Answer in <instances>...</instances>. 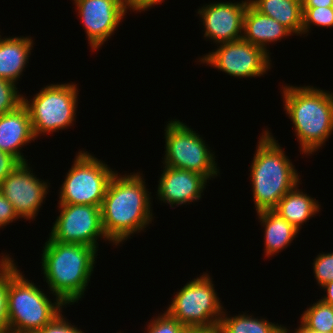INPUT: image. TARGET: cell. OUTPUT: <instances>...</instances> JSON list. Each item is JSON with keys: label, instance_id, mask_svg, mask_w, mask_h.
<instances>
[{"label": "cell", "instance_id": "6da1fadb", "mask_svg": "<svg viewBox=\"0 0 333 333\" xmlns=\"http://www.w3.org/2000/svg\"><path fill=\"white\" fill-rule=\"evenodd\" d=\"M141 175L116 172L108 183L101 217L104 233L113 245L123 244L134 233L144 231L154 219L151 192Z\"/></svg>", "mask_w": 333, "mask_h": 333}, {"label": "cell", "instance_id": "7a4b0ae2", "mask_svg": "<svg viewBox=\"0 0 333 333\" xmlns=\"http://www.w3.org/2000/svg\"><path fill=\"white\" fill-rule=\"evenodd\" d=\"M41 255L44 279L51 293L65 305L84 298L97 250L88 245L57 242L49 236Z\"/></svg>", "mask_w": 333, "mask_h": 333}, {"label": "cell", "instance_id": "3957f363", "mask_svg": "<svg viewBox=\"0 0 333 333\" xmlns=\"http://www.w3.org/2000/svg\"><path fill=\"white\" fill-rule=\"evenodd\" d=\"M284 111L293 122L301 154L311 155L333 134V92L312 86H282Z\"/></svg>", "mask_w": 333, "mask_h": 333}, {"label": "cell", "instance_id": "277c9868", "mask_svg": "<svg viewBox=\"0 0 333 333\" xmlns=\"http://www.w3.org/2000/svg\"><path fill=\"white\" fill-rule=\"evenodd\" d=\"M258 140L250 168L256 212L274 210L297 184L300 175L268 128Z\"/></svg>", "mask_w": 333, "mask_h": 333}, {"label": "cell", "instance_id": "5b68a950", "mask_svg": "<svg viewBox=\"0 0 333 333\" xmlns=\"http://www.w3.org/2000/svg\"><path fill=\"white\" fill-rule=\"evenodd\" d=\"M40 286L18 272L9 285V325L11 333H36L52 322L66 305L56 297L52 302Z\"/></svg>", "mask_w": 333, "mask_h": 333}, {"label": "cell", "instance_id": "8992f818", "mask_svg": "<svg viewBox=\"0 0 333 333\" xmlns=\"http://www.w3.org/2000/svg\"><path fill=\"white\" fill-rule=\"evenodd\" d=\"M212 279L205 273L187 282L176 292L166 311L186 328L216 333L225 309Z\"/></svg>", "mask_w": 333, "mask_h": 333}, {"label": "cell", "instance_id": "52a82bcc", "mask_svg": "<svg viewBox=\"0 0 333 333\" xmlns=\"http://www.w3.org/2000/svg\"><path fill=\"white\" fill-rule=\"evenodd\" d=\"M78 88L75 83L48 84L33 99L23 96L35 138L74 125L78 106Z\"/></svg>", "mask_w": 333, "mask_h": 333}, {"label": "cell", "instance_id": "ba28073f", "mask_svg": "<svg viewBox=\"0 0 333 333\" xmlns=\"http://www.w3.org/2000/svg\"><path fill=\"white\" fill-rule=\"evenodd\" d=\"M165 127V155L163 164L168 167L196 172L209 180L218 176L215 154L196 131L180 120L167 122Z\"/></svg>", "mask_w": 333, "mask_h": 333}, {"label": "cell", "instance_id": "9c48e42d", "mask_svg": "<svg viewBox=\"0 0 333 333\" xmlns=\"http://www.w3.org/2000/svg\"><path fill=\"white\" fill-rule=\"evenodd\" d=\"M115 173L88 151H78L60 187L58 204H84L101 208L108 183Z\"/></svg>", "mask_w": 333, "mask_h": 333}, {"label": "cell", "instance_id": "30bf717a", "mask_svg": "<svg viewBox=\"0 0 333 333\" xmlns=\"http://www.w3.org/2000/svg\"><path fill=\"white\" fill-rule=\"evenodd\" d=\"M60 215L49 236L57 242L88 245L98 251L99 238L108 240L102 226L101 208L84 204H58Z\"/></svg>", "mask_w": 333, "mask_h": 333}, {"label": "cell", "instance_id": "8fae6325", "mask_svg": "<svg viewBox=\"0 0 333 333\" xmlns=\"http://www.w3.org/2000/svg\"><path fill=\"white\" fill-rule=\"evenodd\" d=\"M217 47L215 51L199 58L198 62L240 79L260 77L271 69L270 55L243 39L221 43Z\"/></svg>", "mask_w": 333, "mask_h": 333}, {"label": "cell", "instance_id": "7c38bea8", "mask_svg": "<svg viewBox=\"0 0 333 333\" xmlns=\"http://www.w3.org/2000/svg\"><path fill=\"white\" fill-rule=\"evenodd\" d=\"M31 170L28 162L21 163L0 184L2 195L13 205L18 217L26 220H35L50 185Z\"/></svg>", "mask_w": 333, "mask_h": 333}, {"label": "cell", "instance_id": "4fadbf2b", "mask_svg": "<svg viewBox=\"0 0 333 333\" xmlns=\"http://www.w3.org/2000/svg\"><path fill=\"white\" fill-rule=\"evenodd\" d=\"M73 1L93 52L111 38L129 10L127 0Z\"/></svg>", "mask_w": 333, "mask_h": 333}, {"label": "cell", "instance_id": "5bb4252c", "mask_svg": "<svg viewBox=\"0 0 333 333\" xmlns=\"http://www.w3.org/2000/svg\"><path fill=\"white\" fill-rule=\"evenodd\" d=\"M249 0L213 2L197 9L204 26V37L221 44L242 39L244 14Z\"/></svg>", "mask_w": 333, "mask_h": 333}, {"label": "cell", "instance_id": "9a60e30c", "mask_svg": "<svg viewBox=\"0 0 333 333\" xmlns=\"http://www.w3.org/2000/svg\"><path fill=\"white\" fill-rule=\"evenodd\" d=\"M157 196L164 203L181 206L200 200L209 179L196 172L177 169L164 165L159 177Z\"/></svg>", "mask_w": 333, "mask_h": 333}, {"label": "cell", "instance_id": "2e32d148", "mask_svg": "<svg viewBox=\"0 0 333 333\" xmlns=\"http://www.w3.org/2000/svg\"><path fill=\"white\" fill-rule=\"evenodd\" d=\"M36 140L27 108L22 104L16 110L0 115V150L26 163L22 147Z\"/></svg>", "mask_w": 333, "mask_h": 333}, {"label": "cell", "instance_id": "e0dca14e", "mask_svg": "<svg viewBox=\"0 0 333 333\" xmlns=\"http://www.w3.org/2000/svg\"><path fill=\"white\" fill-rule=\"evenodd\" d=\"M293 33L277 22L257 11L250 3L244 14L242 39L262 48L269 55L267 47L273 42L281 41ZM268 45V46H267Z\"/></svg>", "mask_w": 333, "mask_h": 333}, {"label": "cell", "instance_id": "ac0fdd59", "mask_svg": "<svg viewBox=\"0 0 333 333\" xmlns=\"http://www.w3.org/2000/svg\"><path fill=\"white\" fill-rule=\"evenodd\" d=\"M33 45L34 42L29 36L2 38L0 35V78L18 83L29 63Z\"/></svg>", "mask_w": 333, "mask_h": 333}, {"label": "cell", "instance_id": "d6986e66", "mask_svg": "<svg viewBox=\"0 0 333 333\" xmlns=\"http://www.w3.org/2000/svg\"><path fill=\"white\" fill-rule=\"evenodd\" d=\"M258 220L264 227V247L266 257H272L281 252L289 245L295 237H298L299 230L282 218L274 210L257 212Z\"/></svg>", "mask_w": 333, "mask_h": 333}, {"label": "cell", "instance_id": "ffe728a7", "mask_svg": "<svg viewBox=\"0 0 333 333\" xmlns=\"http://www.w3.org/2000/svg\"><path fill=\"white\" fill-rule=\"evenodd\" d=\"M298 185L280 199L274 211L300 231L304 223L318 214L321 205L314 197L298 189Z\"/></svg>", "mask_w": 333, "mask_h": 333}, {"label": "cell", "instance_id": "44dd1931", "mask_svg": "<svg viewBox=\"0 0 333 333\" xmlns=\"http://www.w3.org/2000/svg\"><path fill=\"white\" fill-rule=\"evenodd\" d=\"M260 13L275 19L294 35H302V0H249Z\"/></svg>", "mask_w": 333, "mask_h": 333}, {"label": "cell", "instance_id": "7402d4cb", "mask_svg": "<svg viewBox=\"0 0 333 333\" xmlns=\"http://www.w3.org/2000/svg\"><path fill=\"white\" fill-rule=\"evenodd\" d=\"M223 311L216 333H290L287 327L275 324L266 318L254 317L246 312L236 316H228Z\"/></svg>", "mask_w": 333, "mask_h": 333}, {"label": "cell", "instance_id": "603a6c76", "mask_svg": "<svg viewBox=\"0 0 333 333\" xmlns=\"http://www.w3.org/2000/svg\"><path fill=\"white\" fill-rule=\"evenodd\" d=\"M4 254L0 259V333H11L9 325V285L10 280L20 271L15 260Z\"/></svg>", "mask_w": 333, "mask_h": 333}, {"label": "cell", "instance_id": "cb8c5ba5", "mask_svg": "<svg viewBox=\"0 0 333 333\" xmlns=\"http://www.w3.org/2000/svg\"><path fill=\"white\" fill-rule=\"evenodd\" d=\"M311 305L301 314L300 322L307 329L333 333V307L321 299Z\"/></svg>", "mask_w": 333, "mask_h": 333}, {"label": "cell", "instance_id": "d4e9b609", "mask_svg": "<svg viewBox=\"0 0 333 333\" xmlns=\"http://www.w3.org/2000/svg\"><path fill=\"white\" fill-rule=\"evenodd\" d=\"M302 34L309 33L311 25L333 27V7H302Z\"/></svg>", "mask_w": 333, "mask_h": 333}, {"label": "cell", "instance_id": "484cf974", "mask_svg": "<svg viewBox=\"0 0 333 333\" xmlns=\"http://www.w3.org/2000/svg\"><path fill=\"white\" fill-rule=\"evenodd\" d=\"M16 85L0 78V115L14 111L23 104V95L19 94Z\"/></svg>", "mask_w": 333, "mask_h": 333}, {"label": "cell", "instance_id": "4316f807", "mask_svg": "<svg viewBox=\"0 0 333 333\" xmlns=\"http://www.w3.org/2000/svg\"><path fill=\"white\" fill-rule=\"evenodd\" d=\"M155 318V319H154ZM147 325V333H183L186 327L167 311L158 314Z\"/></svg>", "mask_w": 333, "mask_h": 333}, {"label": "cell", "instance_id": "83f0119b", "mask_svg": "<svg viewBox=\"0 0 333 333\" xmlns=\"http://www.w3.org/2000/svg\"><path fill=\"white\" fill-rule=\"evenodd\" d=\"M312 264L314 277L320 287L333 281V252L318 254Z\"/></svg>", "mask_w": 333, "mask_h": 333}, {"label": "cell", "instance_id": "f1b7e54d", "mask_svg": "<svg viewBox=\"0 0 333 333\" xmlns=\"http://www.w3.org/2000/svg\"><path fill=\"white\" fill-rule=\"evenodd\" d=\"M66 320V317L60 313L52 322L36 333H85Z\"/></svg>", "mask_w": 333, "mask_h": 333}, {"label": "cell", "instance_id": "f546056e", "mask_svg": "<svg viewBox=\"0 0 333 333\" xmlns=\"http://www.w3.org/2000/svg\"><path fill=\"white\" fill-rule=\"evenodd\" d=\"M17 219L20 218L16 214L13 205L0 192V228L9 225Z\"/></svg>", "mask_w": 333, "mask_h": 333}, {"label": "cell", "instance_id": "4dcf8cb0", "mask_svg": "<svg viewBox=\"0 0 333 333\" xmlns=\"http://www.w3.org/2000/svg\"><path fill=\"white\" fill-rule=\"evenodd\" d=\"M19 164L12 154L0 150V184Z\"/></svg>", "mask_w": 333, "mask_h": 333}, {"label": "cell", "instance_id": "1f68e13d", "mask_svg": "<svg viewBox=\"0 0 333 333\" xmlns=\"http://www.w3.org/2000/svg\"><path fill=\"white\" fill-rule=\"evenodd\" d=\"M164 0H127L128 9L141 12L152 8L156 4H161Z\"/></svg>", "mask_w": 333, "mask_h": 333}, {"label": "cell", "instance_id": "d6a6232c", "mask_svg": "<svg viewBox=\"0 0 333 333\" xmlns=\"http://www.w3.org/2000/svg\"><path fill=\"white\" fill-rule=\"evenodd\" d=\"M302 7H333V0H302Z\"/></svg>", "mask_w": 333, "mask_h": 333}, {"label": "cell", "instance_id": "836d02e7", "mask_svg": "<svg viewBox=\"0 0 333 333\" xmlns=\"http://www.w3.org/2000/svg\"><path fill=\"white\" fill-rule=\"evenodd\" d=\"M321 289H325L324 291L327 293L324 297H321V300L333 307V281L325 284Z\"/></svg>", "mask_w": 333, "mask_h": 333}, {"label": "cell", "instance_id": "e575fe53", "mask_svg": "<svg viewBox=\"0 0 333 333\" xmlns=\"http://www.w3.org/2000/svg\"><path fill=\"white\" fill-rule=\"evenodd\" d=\"M301 325H299V327L295 328V332L294 333H326V332H317V331H314V330H310V329H307L301 322H300Z\"/></svg>", "mask_w": 333, "mask_h": 333}, {"label": "cell", "instance_id": "d590c367", "mask_svg": "<svg viewBox=\"0 0 333 333\" xmlns=\"http://www.w3.org/2000/svg\"><path fill=\"white\" fill-rule=\"evenodd\" d=\"M183 333H208L207 331L203 330V329H190V328H186Z\"/></svg>", "mask_w": 333, "mask_h": 333}]
</instances>
